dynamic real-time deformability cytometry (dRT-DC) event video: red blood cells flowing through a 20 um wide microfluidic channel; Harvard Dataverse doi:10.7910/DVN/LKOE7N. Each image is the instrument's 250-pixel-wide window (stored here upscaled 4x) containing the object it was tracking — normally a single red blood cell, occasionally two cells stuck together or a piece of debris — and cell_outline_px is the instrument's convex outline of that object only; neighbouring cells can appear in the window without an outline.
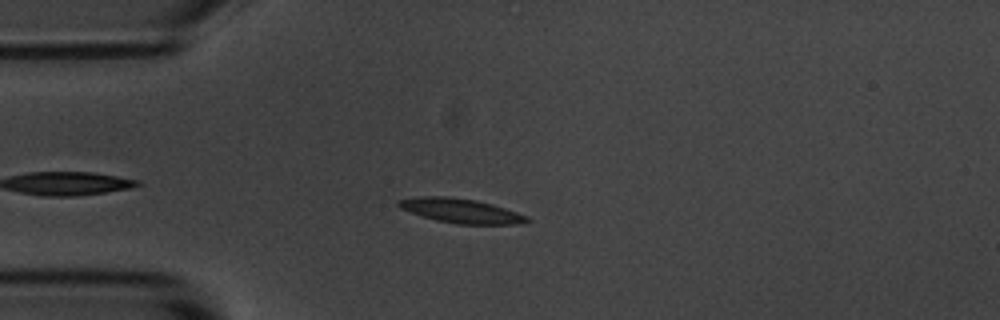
{"species": "common noctule bat (a hibernating species)", "species_latin": "Nyctalus noctula", "temperature_condition": "room temperature", "stored_images_in_passage": 3, "camera_frame_rate_fps": 3000, "um_per_image_px": 0.085, "animal": {"sex": "male", "body_mass_g": 20.1, "forearm_length_mm": 53.5}, "frame": {"image": 1, "passage_image": 3, "time_ms": 2.333, "image_size_px": [1000, 320], "cell_outline_px": [[532, 220], [520, 224], [456, 224], [436, 220], [400, 208], [396, 204], [396, 200], [420, 196], [448, 196], [476, 200], [492, 204], [528, 216]], "centroid_in_image_um": [39.18, 17.91], "position_along_channel_um": 45.8, "area_um2": 18.21}}